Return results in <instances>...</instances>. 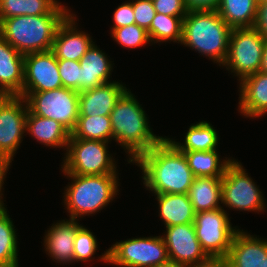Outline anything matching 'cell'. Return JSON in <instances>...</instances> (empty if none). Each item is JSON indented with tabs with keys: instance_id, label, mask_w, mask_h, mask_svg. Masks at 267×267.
<instances>
[{
	"instance_id": "1",
	"label": "cell",
	"mask_w": 267,
	"mask_h": 267,
	"mask_svg": "<svg viewBox=\"0 0 267 267\" xmlns=\"http://www.w3.org/2000/svg\"><path fill=\"white\" fill-rule=\"evenodd\" d=\"M132 163L142 170L146 190L157 194H188L195 176L184 153L164 137Z\"/></svg>"
},
{
	"instance_id": "2",
	"label": "cell",
	"mask_w": 267,
	"mask_h": 267,
	"mask_svg": "<svg viewBox=\"0 0 267 267\" xmlns=\"http://www.w3.org/2000/svg\"><path fill=\"white\" fill-rule=\"evenodd\" d=\"M148 118L129 88L110 113L113 140L128 154L129 164L164 138L153 133Z\"/></svg>"
},
{
	"instance_id": "3",
	"label": "cell",
	"mask_w": 267,
	"mask_h": 267,
	"mask_svg": "<svg viewBox=\"0 0 267 267\" xmlns=\"http://www.w3.org/2000/svg\"><path fill=\"white\" fill-rule=\"evenodd\" d=\"M231 30L216 10L188 11L181 44L221 66L228 55Z\"/></svg>"
},
{
	"instance_id": "4",
	"label": "cell",
	"mask_w": 267,
	"mask_h": 267,
	"mask_svg": "<svg viewBox=\"0 0 267 267\" xmlns=\"http://www.w3.org/2000/svg\"><path fill=\"white\" fill-rule=\"evenodd\" d=\"M71 180L65 187L64 207L70 219L94 215L108 206L119 194L118 174L75 175L63 172Z\"/></svg>"
},
{
	"instance_id": "5",
	"label": "cell",
	"mask_w": 267,
	"mask_h": 267,
	"mask_svg": "<svg viewBox=\"0 0 267 267\" xmlns=\"http://www.w3.org/2000/svg\"><path fill=\"white\" fill-rule=\"evenodd\" d=\"M68 15H19L6 18L0 22V36L23 55L50 51L57 28Z\"/></svg>"
},
{
	"instance_id": "6",
	"label": "cell",
	"mask_w": 267,
	"mask_h": 267,
	"mask_svg": "<svg viewBox=\"0 0 267 267\" xmlns=\"http://www.w3.org/2000/svg\"><path fill=\"white\" fill-rule=\"evenodd\" d=\"M98 258L103 263L119 267H161L171 264L162 235L121 240Z\"/></svg>"
},
{
	"instance_id": "7",
	"label": "cell",
	"mask_w": 267,
	"mask_h": 267,
	"mask_svg": "<svg viewBox=\"0 0 267 267\" xmlns=\"http://www.w3.org/2000/svg\"><path fill=\"white\" fill-rule=\"evenodd\" d=\"M105 141L70 138L61 165L62 172L75 175L119 174Z\"/></svg>"
},
{
	"instance_id": "8",
	"label": "cell",
	"mask_w": 267,
	"mask_h": 267,
	"mask_svg": "<svg viewBox=\"0 0 267 267\" xmlns=\"http://www.w3.org/2000/svg\"><path fill=\"white\" fill-rule=\"evenodd\" d=\"M28 110L33 115L54 119L70 132L74 130L79 116V92L60 87L42 92H22Z\"/></svg>"
},
{
	"instance_id": "9",
	"label": "cell",
	"mask_w": 267,
	"mask_h": 267,
	"mask_svg": "<svg viewBox=\"0 0 267 267\" xmlns=\"http://www.w3.org/2000/svg\"><path fill=\"white\" fill-rule=\"evenodd\" d=\"M265 38L252 28H233L229 37L228 55L222 65L234 73L238 82L260 71Z\"/></svg>"
},
{
	"instance_id": "10",
	"label": "cell",
	"mask_w": 267,
	"mask_h": 267,
	"mask_svg": "<svg viewBox=\"0 0 267 267\" xmlns=\"http://www.w3.org/2000/svg\"><path fill=\"white\" fill-rule=\"evenodd\" d=\"M264 194L236 159L226 167L222 177V205L232 210L265 211Z\"/></svg>"
},
{
	"instance_id": "11",
	"label": "cell",
	"mask_w": 267,
	"mask_h": 267,
	"mask_svg": "<svg viewBox=\"0 0 267 267\" xmlns=\"http://www.w3.org/2000/svg\"><path fill=\"white\" fill-rule=\"evenodd\" d=\"M224 208L196 213L194 228L202 249L209 257L226 258L238 227H232ZM238 228V229H237Z\"/></svg>"
},
{
	"instance_id": "12",
	"label": "cell",
	"mask_w": 267,
	"mask_h": 267,
	"mask_svg": "<svg viewBox=\"0 0 267 267\" xmlns=\"http://www.w3.org/2000/svg\"><path fill=\"white\" fill-rule=\"evenodd\" d=\"M165 228L162 238L172 265L188 267L209 258L197 239L193 223Z\"/></svg>"
},
{
	"instance_id": "13",
	"label": "cell",
	"mask_w": 267,
	"mask_h": 267,
	"mask_svg": "<svg viewBox=\"0 0 267 267\" xmlns=\"http://www.w3.org/2000/svg\"><path fill=\"white\" fill-rule=\"evenodd\" d=\"M28 106L22 96H8L0 104V150L13 158L23 141Z\"/></svg>"
},
{
	"instance_id": "14",
	"label": "cell",
	"mask_w": 267,
	"mask_h": 267,
	"mask_svg": "<svg viewBox=\"0 0 267 267\" xmlns=\"http://www.w3.org/2000/svg\"><path fill=\"white\" fill-rule=\"evenodd\" d=\"M63 87L58 71V59L50 50L24 55L22 92H42Z\"/></svg>"
},
{
	"instance_id": "15",
	"label": "cell",
	"mask_w": 267,
	"mask_h": 267,
	"mask_svg": "<svg viewBox=\"0 0 267 267\" xmlns=\"http://www.w3.org/2000/svg\"><path fill=\"white\" fill-rule=\"evenodd\" d=\"M76 18L71 12L57 28L51 49L57 59L80 61L94 43L90 34L77 29Z\"/></svg>"
},
{
	"instance_id": "16",
	"label": "cell",
	"mask_w": 267,
	"mask_h": 267,
	"mask_svg": "<svg viewBox=\"0 0 267 267\" xmlns=\"http://www.w3.org/2000/svg\"><path fill=\"white\" fill-rule=\"evenodd\" d=\"M267 239L238 230L226 257L229 267H265Z\"/></svg>"
},
{
	"instance_id": "17",
	"label": "cell",
	"mask_w": 267,
	"mask_h": 267,
	"mask_svg": "<svg viewBox=\"0 0 267 267\" xmlns=\"http://www.w3.org/2000/svg\"><path fill=\"white\" fill-rule=\"evenodd\" d=\"M82 226L78 220L58 221L45 231L44 250L54 262L70 265L74 263V242L77 230Z\"/></svg>"
},
{
	"instance_id": "18",
	"label": "cell",
	"mask_w": 267,
	"mask_h": 267,
	"mask_svg": "<svg viewBox=\"0 0 267 267\" xmlns=\"http://www.w3.org/2000/svg\"><path fill=\"white\" fill-rule=\"evenodd\" d=\"M119 81L104 83L93 89L79 93V115L110 116L117 101L127 91Z\"/></svg>"
},
{
	"instance_id": "19",
	"label": "cell",
	"mask_w": 267,
	"mask_h": 267,
	"mask_svg": "<svg viewBox=\"0 0 267 267\" xmlns=\"http://www.w3.org/2000/svg\"><path fill=\"white\" fill-rule=\"evenodd\" d=\"M238 111L245 118H259L267 114V74L256 72L239 82Z\"/></svg>"
},
{
	"instance_id": "20",
	"label": "cell",
	"mask_w": 267,
	"mask_h": 267,
	"mask_svg": "<svg viewBox=\"0 0 267 267\" xmlns=\"http://www.w3.org/2000/svg\"><path fill=\"white\" fill-rule=\"evenodd\" d=\"M24 83V55L0 36V88L9 96H19Z\"/></svg>"
},
{
	"instance_id": "21",
	"label": "cell",
	"mask_w": 267,
	"mask_h": 267,
	"mask_svg": "<svg viewBox=\"0 0 267 267\" xmlns=\"http://www.w3.org/2000/svg\"><path fill=\"white\" fill-rule=\"evenodd\" d=\"M110 60L106 53L95 45V42L90 46L79 61L81 67L80 92L112 82L108 80L113 71V64Z\"/></svg>"
},
{
	"instance_id": "22",
	"label": "cell",
	"mask_w": 267,
	"mask_h": 267,
	"mask_svg": "<svg viewBox=\"0 0 267 267\" xmlns=\"http://www.w3.org/2000/svg\"><path fill=\"white\" fill-rule=\"evenodd\" d=\"M26 134L29 135L40 144L49 146L50 148L67 149L71 132L61 123L54 119L33 115L29 110L26 117Z\"/></svg>"
},
{
	"instance_id": "23",
	"label": "cell",
	"mask_w": 267,
	"mask_h": 267,
	"mask_svg": "<svg viewBox=\"0 0 267 267\" xmlns=\"http://www.w3.org/2000/svg\"><path fill=\"white\" fill-rule=\"evenodd\" d=\"M159 217L165 227L194 223L196 212L188 194H157Z\"/></svg>"
},
{
	"instance_id": "24",
	"label": "cell",
	"mask_w": 267,
	"mask_h": 267,
	"mask_svg": "<svg viewBox=\"0 0 267 267\" xmlns=\"http://www.w3.org/2000/svg\"><path fill=\"white\" fill-rule=\"evenodd\" d=\"M59 0H0V22L19 15L70 14Z\"/></svg>"
},
{
	"instance_id": "25",
	"label": "cell",
	"mask_w": 267,
	"mask_h": 267,
	"mask_svg": "<svg viewBox=\"0 0 267 267\" xmlns=\"http://www.w3.org/2000/svg\"><path fill=\"white\" fill-rule=\"evenodd\" d=\"M188 196L196 213L222 208V178L195 177Z\"/></svg>"
},
{
	"instance_id": "26",
	"label": "cell",
	"mask_w": 267,
	"mask_h": 267,
	"mask_svg": "<svg viewBox=\"0 0 267 267\" xmlns=\"http://www.w3.org/2000/svg\"><path fill=\"white\" fill-rule=\"evenodd\" d=\"M257 7V0H220L216 11L231 29L252 28Z\"/></svg>"
},
{
	"instance_id": "27",
	"label": "cell",
	"mask_w": 267,
	"mask_h": 267,
	"mask_svg": "<svg viewBox=\"0 0 267 267\" xmlns=\"http://www.w3.org/2000/svg\"><path fill=\"white\" fill-rule=\"evenodd\" d=\"M187 160L188 166L195 177L222 178L226 167L233 159H220L216 150L210 151H181ZM222 160V161H221Z\"/></svg>"
},
{
	"instance_id": "28",
	"label": "cell",
	"mask_w": 267,
	"mask_h": 267,
	"mask_svg": "<svg viewBox=\"0 0 267 267\" xmlns=\"http://www.w3.org/2000/svg\"><path fill=\"white\" fill-rule=\"evenodd\" d=\"M184 142H176L168 138L180 151L216 150L219 144L216 129L207 121H199L189 126Z\"/></svg>"
},
{
	"instance_id": "29",
	"label": "cell",
	"mask_w": 267,
	"mask_h": 267,
	"mask_svg": "<svg viewBox=\"0 0 267 267\" xmlns=\"http://www.w3.org/2000/svg\"><path fill=\"white\" fill-rule=\"evenodd\" d=\"M6 206H0V265L19 267L17 230Z\"/></svg>"
},
{
	"instance_id": "30",
	"label": "cell",
	"mask_w": 267,
	"mask_h": 267,
	"mask_svg": "<svg viewBox=\"0 0 267 267\" xmlns=\"http://www.w3.org/2000/svg\"><path fill=\"white\" fill-rule=\"evenodd\" d=\"M70 138L98 140L110 142L113 140L110 116L79 115L76 127Z\"/></svg>"
},
{
	"instance_id": "31",
	"label": "cell",
	"mask_w": 267,
	"mask_h": 267,
	"mask_svg": "<svg viewBox=\"0 0 267 267\" xmlns=\"http://www.w3.org/2000/svg\"><path fill=\"white\" fill-rule=\"evenodd\" d=\"M184 17L156 13L147 30L151 43L177 42L181 45Z\"/></svg>"
},
{
	"instance_id": "32",
	"label": "cell",
	"mask_w": 267,
	"mask_h": 267,
	"mask_svg": "<svg viewBox=\"0 0 267 267\" xmlns=\"http://www.w3.org/2000/svg\"><path fill=\"white\" fill-rule=\"evenodd\" d=\"M110 34L113 40L124 48L135 49L146 44L152 45L147 30L137 24L115 28L110 31Z\"/></svg>"
},
{
	"instance_id": "33",
	"label": "cell",
	"mask_w": 267,
	"mask_h": 267,
	"mask_svg": "<svg viewBox=\"0 0 267 267\" xmlns=\"http://www.w3.org/2000/svg\"><path fill=\"white\" fill-rule=\"evenodd\" d=\"M96 236L83 225L77 230L74 242V263L91 261L98 250Z\"/></svg>"
},
{
	"instance_id": "34",
	"label": "cell",
	"mask_w": 267,
	"mask_h": 267,
	"mask_svg": "<svg viewBox=\"0 0 267 267\" xmlns=\"http://www.w3.org/2000/svg\"><path fill=\"white\" fill-rule=\"evenodd\" d=\"M58 71L63 87L74 89L80 93V62L58 59Z\"/></svg>"
},
{
	"instance_id": "35",
	"label": "cell",
	"mask_w": 267,
	"mask_h": 267,
	"mask_svg": "<svg viewBox=\"0 0 267 267\" xmlns=\"http://www.w3.org/2000/svg\"><path fill=\"white\" fill-rule=\"evenodd\" d=\"M135 24L148 30L156 11L152 0H132Z\"/></svg>"
},
{
	"instance_id": "36",
	"label": "cell",
	"mask_w": 267,
	"mask_h": 267,
	"mask_svg": "<svg viewBox=\"0 0 267 267\" xmlns=\"http://www.w3.org/2000/svg\"><path fill=\"white\" fill-rule=\"evenodd\" d=\"M156 13L185 17L188 10L184 0H152Z\"/></svg>"
},
{
	"instance_id": "37",
	"label": "cell",
	"mask_w": 267,
	"mask_h": 267,
	"mask_svg": "<svg viewBox=\"0 0 267 267\" xmlns=\"http://www.w3.org/2000/svg\"><path fill=\"white\" fill-rule=\"evenodd\" d=\"M113 21L114 23L111 28V31L115 28L135 24V17L131 0L123 2L115 9L113 13Z\"/></svg>"
},
{
	"instance_id": "38",
	"label": "cell",
	"mask_w": 267,
	"mask_h": 267,
	"mask_svg": "<svg viewBox=\"0 0 267 267\" xmlns=\"http://www.w3.org/2000/svg\"><path fill=\"white\" fill-rule=\"evenodd\" d=\"M253 28L267 39V1L258 3Z\"/></svg>"
},
{
	"instance_id": "39",
	"label": "cell",
	"mask_w": 267,
	"mask_h": 267,
	"mask_svg": "<svg viewBox=\"0 0 267 267\" xmlns=\"http://www.w3.org/2000/svg\"><path fill=\"white\" fill-rule=\"evenodd\" d=\"M188 11L217 10L220 0H184Z\"/></svg>"
},
{
	"instance_id": "40",
	"label": "cell",
	"mask_w": 267,
	"mask_h": 267,
	"mask_svg": "<svg viewBox=\"0 0 267 267\" xmlns=\"http://www.w3.org/2000/svg\"><path fill=\"white\" fill-rule=\"evenodd\" d=\"M13 161V158H11L7 153L0 150V206H4L3 202V191L4 190V180L6 178V175L9 171V168L11 167V164Z\"/></svg>"
},
{
	"instance_id": "41",
	"label": "cell",
	"mask_w": 267,
	"mask_h": 267,
	"mask_svg": "<svg viewBox=\"0 0 267 267\" xmlns=\"http://www.w3.org/2000/svg\"><path fill=\"white\" fill-rule=\"evenodd\" d=\"M188 267H229L224 257H209L207 260L190 265Z\"/></svg>"
},
{
	"instance_id": "42",
	"label": "cell",
	"mask_w": 267,
	"mask_h": 267,
	"mask_svg": "<svg viewBox=\"0 0 267 267\" xmlns=\"http://www.w3.org/2000/svg\"><path fill=\"white\" fill-rule=\"evenodd\" d=\"M260 72L267 74V39H265V44L263 47V53H262V62L260 67Z\"/></svg>"
},
{
	"instance_id": "43",
	"label": "cell",
	"mask_w": 267,
	"mask_h": 267,
	"mask_svg": "<svg viewBox=\"0 0 267 267\" xmlns=\"http://www.w3.org/2000/svg\"><path fill=\"white\" fill-rule=\"evenodd\" d=\"M9 95L5 93L1 88H0V104L8 97Z\"/></svg>"
},
{
	"instance_id": "44",
	"label": "cell",
	"mask_w": 267,
	"mask_h": 267,
	"mask_svg": "<svg viewBox=\"0 0 267 267\" xmlns=\"http://www.w3.org/2000/svg\"><path fill=\"white\" fill-rule=\"evenodd\" d=\"M161 267H180V266H175V265L169 264V265L161 266Z\"/></svg>"
},
{
	"instance_id": "45",
	"label": "cell",
	"mask_w": 267,
	"mask_h": 267,
	"mask_svg": "<svg viewBox=\"0 0 267 267\" xmlns=\"http://www.w3.org/2000/svg\"><path fill=\"white\" fill-rule=\"evenodd\" d=\"M267 0H257V3H262V2H265Z\"/></svg>"
}]
</instances>
